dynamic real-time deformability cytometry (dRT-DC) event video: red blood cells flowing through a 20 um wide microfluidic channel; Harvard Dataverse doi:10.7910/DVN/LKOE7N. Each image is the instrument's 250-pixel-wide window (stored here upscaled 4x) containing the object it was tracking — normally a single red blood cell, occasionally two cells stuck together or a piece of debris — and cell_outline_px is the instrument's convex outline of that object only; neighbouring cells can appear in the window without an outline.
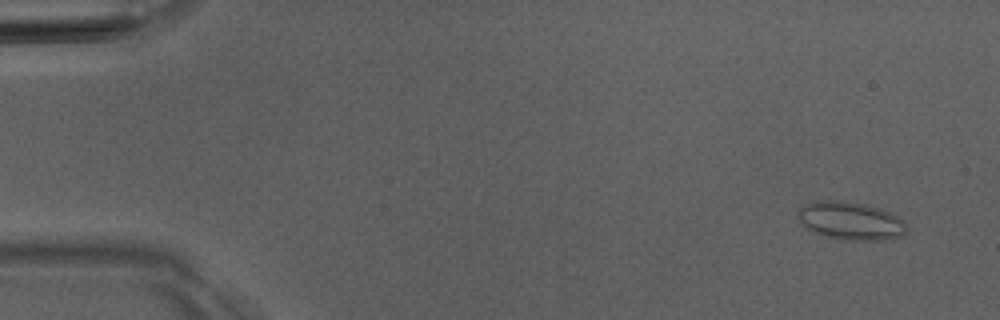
{"species": "Egyptian fruit bat (a non-hibernating species)", "species_latin": "Rousettus aegyptiacus", "temperature_condition": "room temperature", "stored_images_in_passage": 7, "camera_frame_rate_fps": 3000, "um_per_image_px": 0.085, "animal": {"sex": "male"}, "frame": {"image": 1, "passage_image": 1, "time_ms": 0.0, "image_size_px": [1000, 320], "cell_outline_px": [[908, 232], [904, 236], [884, 240], [844, 240], [820, 236], [800, 224], [796, 216], [800, 204], [812, 200], [840, 200], [864, 204], [880, 208], [892, 212], [904, 220], [908, 228]], "centroid_in_image_um": [72.27, 18.76], "position_along_channel_um": 12.7, "area_um2": 25.09}}
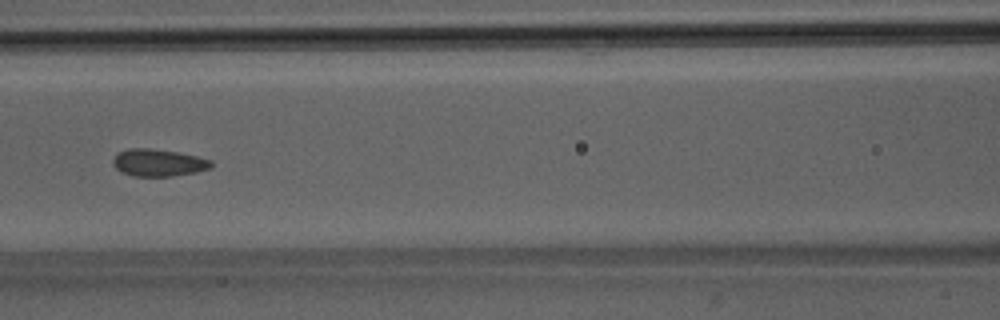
{"frame": {"image": 2, "passage_image": 7, "time_ms": 6.667, "image_size_px": [1000, 320], "cell_outline_px": [[212, 168], [196, 172], [172, 176], [132, 176], [120, 172], [112, 164], [112, 160], [120, 152], [128, 148], [148, 148], [180, 152], [212, 160]], "centroid_in_image_um": [13.47, 13.83], "position_along_channel_um": 153.1, "area_um2": 15.66}}